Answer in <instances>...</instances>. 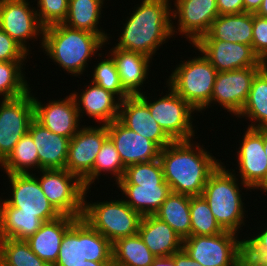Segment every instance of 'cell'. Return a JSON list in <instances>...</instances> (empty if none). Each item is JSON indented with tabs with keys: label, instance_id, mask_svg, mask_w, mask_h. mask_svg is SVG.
I'll return each instance as SVG.
<instances>
[{
	"label": "cell",
	"instance_id": "obj_34",
	"mask_svg": "<svg viewBox=\"0 0 267 266\" xmlns=\"http://www.w3.org/2000/svg\"><path fill=\"white\" fill-rule=\"evenodd\" d=\"M0 166L7 174H28L30 168L39 169L36 144L29 133L22 136Z\"/></svg>",
	"mask_w": 267,
	"mask_h": 266
},
{
	"label": "cell",
	"instance_id": "obj_3",
	"mask_svg": "<svg viewBox=\"0 0 267 266\" xmlns=\"http://www.w3.org/2000/svg\"><path fill=\"white\" fill-rule=\"evenodd\" d=\"M108 34H93L74 29L63 23L44 28L41 46L43 51L70 75L83 74L91 56L107 44Z\"/></svg>",
	"mask_w": 267,
	"mask_h": 266
},
{
	"label": "cell",
	"instance_id": "obj_4",
	"mask_svg": "<svg viewBox=\"0 0 267 266\" xmlns=\"http://www.w3.org/2000/svg\"><path fill=\"white\" fill-rule=\"evenodd\" d=\"M222 163L209 176L201 196L208 203L216 222L225 231L237 234L244 223V203L239 181ZM238 183H237V181Z\"/></svg>",
	"mask_w": 267,
	"mask_h": 266
},
{
	"label": "cell",
	"instance_id": "obj_31",
	"mask_svg": "<svg viewBox=\"0 0 267 266\" xmlns=\"http://www.w3.org/2000/svg\"><path fill=\"white\" fill-rule=\"evenodd\" d=\"M190 197L171 192L154 214L167 223L182 239L191 236Z\"/></svg>",
	"mask_w": 267,
	"mask_h": 266
},
{
	"label": "cell",
	"instance_id": "obj_7",
	"mask_svg": "<svg viewBox=\"0 0 267 266\" xmlns=\"http://www.w3.org/2000/svg\"><path fill=\"white\" fill-rule=\"evenodd\" d=\"M87 189L84 193V219L111 243L115 240L138 233L142 216L133 210L124 200L86 202Z\"/></svg>",
	"mask_w": 267,
	"mask_h": 266
},
{
	"label": "cell",
	"instance_id": "obj_41",
	"mask_svg": "<svg viewBox=\"0 0 267 266\" xmlns=\"http://www.w3.org/2000/svg\"><path fill=\"white\" fill-rule=\"evenodd\" d=\"M37 17L45 28L63 23L68 13V0H37ZM39 10V11H38Z\"/></svg>",
	"mask_w": 267,
	"mask_h": 266
},
{
	"label": "cell",
	"instance_id": "obj_50",
	"mask_svg": "<svg viewBox=\"0 0 267 266\" xmlns=\"http://www.w3.org/2000/svg\"><path fill=\"white\" fill-rule=\"evenodd\" d=\"M255 14L260 17L267 18V0H263L260 5V8Z\"/></svg>",
	"mask_w": 267,
	"mask_h": 266
},
{
	"label": "cell",
	"instance_id": "obj_13",
	"mask_svg": "<svg viewBox=\"0 0 267 266\" xmlns=\"http://www.w3.org/2000/svg\"><path fill=\"white\" fill-rule=\"evenodd\" d=\"M237 151L241 185L248 190L267 192V157L264 151V128H246Z\"/></svg>",
	"mask_w": 267,
	"mask_h": 266
},
{
	"label": "cell",
	"instance_id": "obj_14",
	"mask_svg": "<svg viewBox=\"0 0 267 266\" xmlns=\"http://www.w3.org/2000/svg\"><path fill=\"white\" fill-rule=\"evenodd\" d=\"M7 176L12 186V196L5 201L10 206L18 208V213L36 214L43 222L61 216L44 195L36 174H7Z\"/></svg>",
	"mask_w": 267,
	"mask_h": 266
},
{
	"label": "cell",
	"instance_id": "obj_32",
	"mask_svg": "<svg viewBox=\"0 0 267 266\" xmlns=\"http://www.w3.org/2000/svg\"><path fill=\"white\" fill-rule=\"evenodd\" d=\"M155 258L138 233L119 238L112 243L113 265L150 266Z\"/></svg>",
	"mask_w": 267,
	"mask_h": 266
},
{
	"label": "cell",
	"instance_id": "obj_21",
	"mask_svg": "<svg viewBox=\"0 0 267 266\" xmlns=\"http://www.w3.org/2000/svg\"><path fill=\"white\" fill-rule=\"evenodd\" d=\"M118 120L128 129L156 143L161 149L173 142L151 116L149 107L138 96H128L120 102Z\"/></svg>",
	"mask_w": 267,
	"mask_h": 266
},
{
	"label": "cell",
	"instance_id": "obj_26",
	"mask_svg": "<svg viewBox=\"0 0 267 266\" xmlns=\"http://www.w3.org/2000/svg\"><path fill=\"white\" fill-rule=\"evenodd\" d=\"M111 51V52H110ZM109 55L113 58L123 89L130 95H140L149 73L150 57L139 52L114 47Z\"/></svg>",
	"mask_w": 267,
	"mask_h": 266
},
{
	"label": "cell",
	"instance_id": "obj_19",
	"mask_svg": "<svg viewBox=\"0 0 267 266\" xmlns=\"http://www.w3.org/2000/svg\"><path fill=\"white\" fill-rule=\"evenodd\" d=\"M33 105L34 119L51 132L71 139L81 129L80 116L71 94L62 101L52 100L46 105L33 95Z\"/></svg>",
	"mask_w": 267,
	"mask_h": 266
},
{
	"label": "cell",
	"instance_id": "obj_15",
	"mask_svg": "<svg viewBox=\"0 0 267 266\" xmlns=\"http://www.w3.org/2000/svg\"><path fill=\"white\" fill-rule=\"evenodd\" d=\"M29 4L28 0H0V28L27 53V41L43 36L44 31L36 9Z\"/></svg>",
	"mask_w": 267,
	"mask_h": 266
},
{
	"label": "cell",
	"instance_id": "obj_43",
	"mask_svg": "<svg viewBox=\"0 0 267 266\" xmlns=\"http://www.w3.org/2000/svg\"><path fill=\"white\" fill-rule=\"evenodd\" d=\"M251 46L262 62L267 64V18L253 14Z\"/></svg>",
	"mask_w": 267,
	"mask_h": 266
},
{
	"label": "cell",
	"instance_id": "obj_25",
	"mask_svg": "<svg viewBox=\"0 0 267 266\" xmlns=\"http://www.w3.org/2000/svg\"><path fill=\"white\" fill-rule=\"evenodd\" d=\"M77 219L61 215L55 220L44 222L40 229L25 241L40 259L53 266L57 261L63 235Z\"/></svg>",
	"mask_w": 267,
	"mask_h": 266
},
{
	"label": "cell",
	"instance_id": "obj_1",
	"mask_svg": "<svg viewBox=\"0 0 267 266\" xmlns=\"http://www.w3.org/2000/svg\"><path fill=\"white\" fill-rule=\"evenodd\" d=\"M191 140L173 141L161 149L159 159L171 192L201 196L209 176L222 163ZM195 147V148H194Z\"/></svg>",
	"mask_w": 267,
	"mask_h": 266
},
{
	"label": "cell",
	"instance_id": "obj_52",
	"mask_svg": "<svg viewBox=\"0 0 267 266\" xmlns=\"http://www.w3.org/2000/svg\"><path fill=\"white\" fill-rule=\"evenodd\" d=\"M245 266H267V258L261 263L256 265H245Z\"/></svg>",
	"mask_w": 267,
	"mask_h": 266
},
{
	"label": "cell",
	"instance_id": "obj_17",
	"mask_svg": "<svg viewBox=\"0 0 267 266\" xmlns=\"http://www.w3.org/2000/svg\"><path fill=\"white\" fill-rule=\"evenodd\" d=\"M193 47L204 55L217 72L266 65L250 45L221 40H197Z\"/></svg>",
	"mask_w": 267,
	"mask_h": 266
},
{
	"label": "cell",
	"instance_id": "obj_18",
	"mask_svg": "<svg viewBox=\"0 0 267 266\" xmlns=\"http://www.w3.org/2000/svg\"><path fill=\"white\" fill-rule=\"evenodd\" d=\"M174 4L172 19L178 17L179 25L177 29L172 26L173 35L178 30L192 45L209 32L212 22L219 16L216 0H175Z\"/></svg>",
	"mask_w": 267,
	"mask_h": 266
},
{
	"label": "cell",
	"instance_id": "obj_27",
	"mask_svg": "<svg viewBox=\"0 0 267 266\" xmlns=\"http://www.w3.org/2000/svg\"><path fill=\"white\" fill-rule=\"evenodd\" d=\"M252 30L253 13L219 15L212 22L209 32L198 40H221L251 46Z\"/></svg>",
	"mask_w": 267,
	"mask_h": 266
},
{
	"label": "cell",
	"instance_id": "obj_51",
	"mask_svg": "<svg viewBox=\"0 0 267 266\" xmlns=\"http://www.w3.org/2000/svg\"><path fill=\"white\" fill-rule=\"evenodd\" d=\"M264 151L267 157V128H264Z\"/></svg>",
	"mask_w": 267,
	"mask_h": 266
},
{
	"label": "cell",
	"instance_id": "obj_35",
	"mask_svg": "<svg viewBox=\"0 0 267 266\" xmlns=\"http://www.w3.org/2000/svg\"><path fill=\"white\" fill-rule=\"evenodd\" d=\"M0 266H50L25 240L0 239Z\"/></svg>",
	"mask_w": 267,
	"mask_h": 266
},
{
	"label": "cell",
	"instance_id": "obj_33",
	"mask_svg": "<svg viewBox=\"0 0 267 266\" xmlns=\"http://www.w3.org/2000/svg\"><path fill=\"white\" fill-rule=\"evenodd\" d=\"M105 0H68V13L63 24L70 28L105 34L98 29L102 6Z\"/></svg>",
	"mask_w": 267,
	"mask_h": 266
},
{
	"label": "cell",
	"instance_id": "obj_12",
	"mask_svg": "<svg viewBox=\"0 0 267 266\" xmlns=\"http://www.w3.org/2000/svg\"><path fill=\"white\" fill-rule=\"evenodd\" d=\"M3 99L0 104V164L9 156L16 143L28 133L34 120L33 93Z\"/></svg>",
	"mask_w": 267,
	"mask_h": 266
},
{
	"label": "cell",
	"instance_id": "obj_29",
	"mask_svg": "<svg viewBox=\"0 0 267 266\" xmlns=\"http://www.w3.org/2000/svg\"><path fill=\"white\" fill-rule=\"evenodd\" d=\"M43 223L36 214L18 213V208L0 200V239L27 240Z\"/></svg>",
	"mask_w": 267,
	"mask_h": 266
},
{
	"label": "cell",
	"instance_id": "obj_28",
	"mask_svg": "<svg viewBox=\"0 0 267 266\" xmlns=\"http://www.w3.org/2000/svg\"><path fill=\"white\" fill-rule=\"evenodd\" d=\"M128 200L124 201L141 216L154 215L171 193L166 181L148 184H117Z\"/></svg>",
	"mask_w": 267,
	"mask_h": 266
},
{
	"label": "cell",
	"instance_id": "obj_6",
	"mask_svg": "<svg viewBox=\"0 0 267 266\" xmlns=\"http://www.w3.org/2000/svg\"><path fill=\"white\" fill-rule=\"evenodd\" d=\"M84 260L112 262V243L84 219L78 218L63 235L53 266H76Z\"/></svg>",
	"mask_w": 267,
	"mask_h": 266
},
{
	"label": "cell",
	"instance_id": "obj_5",
	"mask_svg": "<svg viewBox=\"0 0 267 266\" xmlns=\"http://www.w3.org/2000/svg\"><path fill=\"white\" fill-rule=\"evenodd\" d=\"M193 59L180 61L169 76L170 86L196 111L209 108L213 86L217 75L215 67L200 54Z\"/></svg>",
	"mask_w": 267,
	"mask_h": 266
},
{
	"label": "cell",
	"instance_id": "obj_38",
	"mask_svg": "<svg viewBox=\"0 0 267 266\" xmlns=\"http://www.w3.org/2000/svg\"><path fill=\"white\" fill-rule=\"evenodd\" d=\"M126 167L121 161L119 152L117 151L114 143L108 137L102 144L98 152L95 162L93 164V182L98 179L101 172L111 173L118 183L124 176Z\"/></svg>",
	"mask_w": 267,
	"mask_h": 266
},
{
	"label": "cell",
	"instance_id": "obj_8",
	"mask_svg": "<svg viewBox=\"0 0 267 266\" xmlns=\"http://www.w3.org/2000/svg\"><path fill=\"white\" fill-rule=\"evenodd\" d=\"M237 237L225 230L215 235H191L183 239L182 249L203 266H245L244 239Z\"/></svg>",
	"mask_w": 267,
	"mask_h": 266
},
{
	"label": "cell",
	"instance_id": "obj_47",
	"mask_svg": "<svg viewBox=\"0 0 267 266\" xmlns=\"http://www.w3.org/2000/svg\"><path fill=\"white\" fill-rule=\"evenodd\" d=\"M263 0H243L244 12L255 14Z\"/></svg>",
	"mask_w": 267,
	"mask_h": 266
},
{
	"label": "cell",
	"instance_id": "obj_11",
	"mask_svg": "<svg viewBox=\"0 0 267 266\" xmlns=\"http://www.w3.org/2000/svg\"><path fill=\"white\" fill-rule=\"evenodd\" d=\"M108 138L107 126H85L70 139L65 169L76 175L89 190L93 183V164L103 142Z\"/></svg>",
	"mask_w": 267,
	"mask_h": 266
},
{
	"label": "cell",
	"instance_id": "obj_24",
	"mask_svg": "<svg viewBox=\"0 0 267 266\" xmlns=\"http://www.w3.org/2000/svg\"><path fill=\"white\" fill-rule=\"evenodd\" d=\"M138 234L156 257L172 256L183 246L182 237L155 215L142 216Z\"/></svg>",
	"mask_w": 267,
	"mask_h": 266
},
{
	"label": "cell",
	"instance_id": "obj_16",
	"mask_svg": "<svg viewBox=\"0 0 267 266\" xmlns=\"http://www.w3.org/2000/svg\"><path fill=\"white\" fill-rule=\"evenodd\" d=\"M263 67H246L218 72L213 86L212 102H218L227 112L237 116L244 107L255 75Z\"/></svg>",
	"mask_w": 267,
	"mask_h": 266
},
{
	"label": "cell",
	"instance_id": "obj_49",
	"mask_svg": "<svg viewBox=\"0 0 267 266\" xmlns=\"http://www.w3.org/2000/svg\"><path fill=\"white\" fill-rule=\"evenodd\" d=\"M112 262H95V261H88L84 260V263H81L76 266H112Z\"/></svg>",
	"mask_w": 267,
	"mask_h": 266
},
{
	"label": "cell",
	"instance_id": "obj_37",
	"mask_svg": "<svg viewBox=\"0 0 267 266\" xmlns=\"http://www.w3.org/2000/svg\"><path fill=\"white\" fill-rule=\"evenodd\" d=\"M191 235H215L224 230L216 222L214 215L202 196L190 197Z\"/></svg>",
	"mask_w": 267,
	"mask_h": 266
},
{
	"label": "cell",
	"instance_id": "obj_9",
	"mask_svg": "<svg viewBox=\"0 0 267 266\" xmlns=\"http://www.w3.org/2000/svg\"><path fill=\"white\" fill-rule=\"evenodd\" d=\"M168 87L169 93L153 102L149 101V97L145 96L143 92L138 96L149 107L153 119L173 141H193L195 130L192 127L191 114L195 112V109L170 86Z\"/></svg>",
	"mask_w": 267,
	"mask_h": 266
},
{
	"label": "cell",
	"instance_id": "obj_44",
	"mask_svg": "<svg viewBox=\"0 0 267 266\" xmlns=\"http://www.w3.org/2000/svg\"><path fill=\"white\" fill-rule=\"evenodd\" d=\"M27 55L29 54L0 28V61H25Z\"/></svg>",
	"mask_w": 267,
	"mask_h": 266
},
{
	"label": "cell",
	"instance_id": "obj_40",
	"mask_svg": "<svg viewBox=\"0 0 267 266\" xmlns=\"http://www.w3.org/2000/svg\"><path fill=\"white\" fill-rule=\"evenodd\" d=\"M92 74L91 76H93V79L91 81L93 83L112 92L120 101L130 96L121 85L118 70L111 56L108 55L107 59H102V61L95 66Z\"/></svg>",
	"mask_w": 267,
	"mask_h": 266
},
{
	"label": "cell",
	"instance_id": "obj_39",
	"mask_svg": "<svg viewBox=\"0 0 267 266\" xmlns=\"http://www.w3.org/2000/svg\"><path fill=\"white\" fill-rule=\"evenodd\" d=\"M164 181L163 167L160 159H157L127 166L124 176L117 184H148Z\"/></svg>",
	"mask_w": 267,
	"mask_h": 266
},
{
	"label": "cell",
	"instance_id": "obj_42",
	"mask_svg": "<svg viewBox=\"0 0 267 266\" xmlns=\"http://www.w3.org/2000/svg\"><path fill=\"white\" fill-rule=\"evenodd\" d=\"M262 232L244 239V265L261 264L267 258V228Z\"/></svg>",
	"mask_w": 267,
	"mask_h": 266
},
{
	"label": "cell",
	"instance_id": "obj_45",
	"mask_svg": "<svg viewBox=\"0 0 267 266\" xmlns=\"http://www.w3.org/2000/svg\"><path fill=\"white\" fill-rule=\"evenodd\" d=\"M219 15L244 13L243 0H216Z\"/></svg>",
	"mask_w": 267,
	"mask_h": 266
},
{
	"label": "cell",
	"instance_id": "obj_46",
	"mask_svg": "<svg viewBox=\"0 0 267 266\" xmlns=\"http://www.w3.org/2000/svg\"><path fill=\"white\" fill-rule=\"evenodd\" d=\"M171 258L174 260L175 266H203L191 259L183 249L174 253Z\"/></svg>",
	"mask_w": 267,
	"mask_h": 266
},
{
	"label": "cell",
	"instance_id": "obj_20",
	"mask_svg": "<svg viewBox=\"0 0 267 266\" xmlns=\"http://www.w3.org/2000/svg\"><path fill=\"white\" fill-rule=\"evenodd\" d=\"M106 126L108 137L114 143L125 167L159 159L161 148L156 143L128 129L118 119Z\"/></svg>",
	"mask_w": 267,
	"mask_h": 266
},
{
	"label": "cell",
	"instance_id": "obj_30",
	"mask_svg": "<svg viewBox=\"0 0 267 266\" xmlns=\"http://www.w3.org/2000/svg\"><path fill=\"white\" fill-rule=\"evenodd\" d=\"M241 116L249 117V128H267V64L253 78L247 101L236 117Z\"/></svg>",
	"mask_w": 267,
	"mask_h": 266
},
{
	"label": "cell",
	"instance_id": "obj_36",
	"mask_svg": "<svg viewBox=\"0 0 267 266\" xmlns=\"http://www.w3.org/2000/svg\"><path fill=\"white\" fill-rule=\"evenodd\" d=\"M24 61H0V95L3 99L22 96L30 90L22 72Z\"/></svg>",
	"mask_w": 267,
	"mask_h": 266
},
{
	"label": "cell",
	"instance_id": "obj_23",
	"mask_svg": "<svg viewBox=\"0 0 267 266\" xmlns=\"http://www.w3.org/2000/svg\"><path fill=\"white\" fill-rule=\"evenodd\" d=\"M28 133L36 144L39 170L65 169L69 138L51 132L35 119L31 122Z\"/></svg>",
	"mask_w": 267,
	"mask_h": 266
},
{
	"label": "cell",
	"instance_id": "obj_2",
	"mask_svg": "<svg viewBox=\"0 0 267 266\" xmlns=\"http://www.w3.org/2000/svg\"><path fill=\"white\" fill-rule=\"evenodd\" d=\"M170 0H142L132 11L116 48L139 52L151 59L157 49L173 36ZM170 5V6H169Z\"/></svg>",
	"mask_w": 267,
	"mask_h": 266
},
{
	"label": "cell",
	"instance_id": "obj_10",
	"mask_svg": "<svg viewBox=\"0 0 267 266\" xmlns=\"http://www.w3.org/2000/svg\"><path fill=\"white\" fill-rule=\"evenodd\" d=\"M38 178L44 195L61 215L82 218L83 182L66 169H41Z\"/></svg>",
	"mask_w": 267,
	"mask_h": 266
},
{
	"label": "cell",
	"instance_id": "obj_48",
	"mask_svg": "<svg viewBox=\"0 0 267 266\" xmlns=\"http://www.w3.org/2000/svg\"><path fill=\"white\" fill-rule=\"evenodd\" d=\"M150 266H175V263L171 256L156 257Z\"/></svg>",
	"mask_w": 267,
	"mask_h": 266
},
{
	"label": "cell",
	"instance_id": "obj_22",
	"mask_svg": "<svg viewBox=\"0 0 267 266\" xmlns=\"http://www.w3.org/2000/svg\"><path fill=\"white\" fill-rule=\"evenodd\" d=\"M71 95L73 96L80 117L85 112L89 118H94V120L100 123L102 122L103 125H107L119 118L120 99L115 97L116 95L112 92L105 90L92 81L91 86L88 85L81 92V95L75 91Z\"/></svg>",
	"mask_w": 267,
	"mask_h": 266
}]
</instances>
